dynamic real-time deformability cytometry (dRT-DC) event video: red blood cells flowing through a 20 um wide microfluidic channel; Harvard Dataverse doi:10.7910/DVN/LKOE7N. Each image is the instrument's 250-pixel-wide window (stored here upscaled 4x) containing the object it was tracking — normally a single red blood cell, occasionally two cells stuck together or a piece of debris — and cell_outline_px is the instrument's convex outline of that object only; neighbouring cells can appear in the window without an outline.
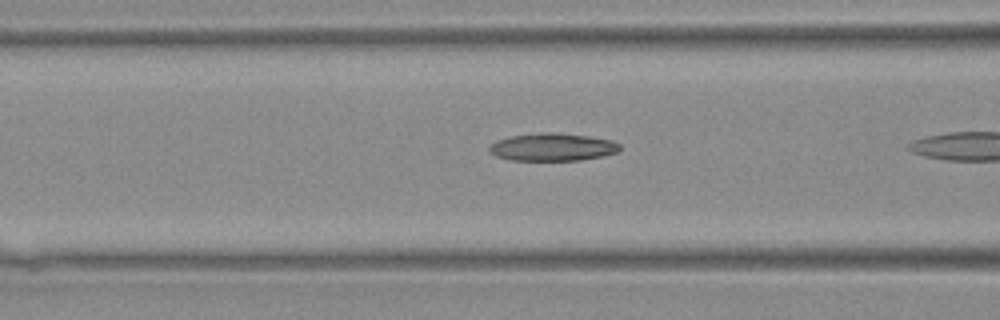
{"species": "Egyptian fruit bat (a non-hibernating species)", "species_latin": "Rousettus aegyptiacus", "temperature_condition": "warm", "stored_images_in_passage": 7, "camera_frame_rate_fps": 3000, "um_per_image_px": 0.085, "animal": {"sex": "female"}, "frame": {"image": 1, "passage_image": 4, "time_ms": 1.0, "image_size_px": [1000, 320], "cell_outline_px": [[620, 148], [616, 152], [604, 156], [580, 160], [508, 160], [496, 156], [488, 152], [488, 148], [496, 140], [512, 136], [540, 132], [552, 132], [588, 136], [612, 140], [620, 144]], "centroid_in_image_um": [46.94, 12.5], "position_along_channel_um": 119.7, "area_um2": 21.1}}